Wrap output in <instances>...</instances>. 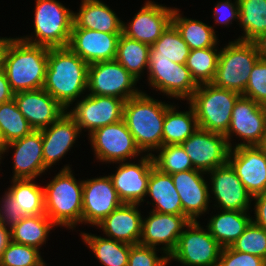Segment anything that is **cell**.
I'll return each instance as SVG.
<instances>
[{
	"label": "cell",
	"instance_id": "6da1fadb",
	"mask_svg": "<svg viewBox=\"0 0 266 266\" xmlns=\"http://www.w3.org/2000/svg\"><path fill=\"white\" fill-rule=\"evenodd\" d=\"M88 66L69 47L49 48L43 89L67 110L87 90Z\"/></svg>",
	"mask_w": 266,
	"mask_h": 266
},
{
	"label": "cell",
	"instance_id": "7a4b0ae2",
	"mask_svg": "<svg viewBox=\"0 0 266 266\" xmlns=\"http://www.w3.org/2000/svg\"><path fill=\"white\" fill-rule=\"evenodd\" d=\"M170 105L145 92L125 101L123 120L143 153L151 155L163 146V123Z\"/></svg>",
	"mask_w": 266,
	"mask_h": 266
},
{
	"label": "cell",
	"instance_id": "3957f363",
	"mask_svg": "<svg viewBox=\"0 0 266 266\" xmlns=\"http://www.w3.org/2000/svg\"><path fill=\"white\" fill-rule=\"evenodd\" d=\"M67 165L45 185V214L57 226L74 229L82 224L83 180L77 181Z\"/></svg>",
	"mask_w": 266,
	"mask_h": 266
},
{
	"label": "cell",
	"instance_id": "277c9868",
	"mask_svg": "<svg viewBox=\"0 0 266 266\" xmlns=\"http://www.w3.org/2000/svg\"><path fill=\"white\" fill-rule=\"evenodd\" d=\"M48 51L46 46L28 43L19 37L14 39L8 49L4 68L14 93L43 88Z\"/></svg>",
	"mask_w": 266,
	"mask_h": 266
},
{
	"label": "cell",
	"instance_id": "5b68a950",
	"mask_svg": "<svg viewBox=\"0 0 266 266\" xmlns=\"http://www.w3.org/2000/svg\"><path fill=\"white\" fill-rule=\"evenodd\" d=\"M241 94L214 86L198 85L189 102L200 129L225 135L231 123L232 110Z\"/></svg>",
	"mask_w": 266,
	"mask_h": 266
},
{
	"label": "cell",
	"instance_id": "8992f818",
	"mask_svg": "<svg viewBox=\"0 0 266 266\" xmlns=\"http://www.w3.org/2000/svg\"><path fill=\"white\" fill-rule=\"evenodd\" d=\"M35 1L33 24L35 37L22 36L20 39L48 48L68 47L74 23V11L57 0Z\"/></svg>",
	"mask_w": 266,
	"mask_h": 266
},
{
	"label": "cell",
	"instance_id": "52a82bcc",
	"mask_svg": "<svg viewBox=\"0 0 266 266\" xmlns=\"http://www.w3.org/2000/svg\"><path fill=\"white\" fill-rule=\"evenodd\" d=\"M260 58L253 42L234 40L220 48L216 74L212 84L218 88L243 94L253 66Z\"/></svg>",
	"mask_w": 266,
	"mask_h": 266
},
{
	"label": "cell",
	"instance_id": "ba28073f",
	"mask_svg": "<svg viewBox=\"0 0 266 266\" xmlns=\"http://www.w3.org/2000/svg\"><path fill=\"white\" fill-rule=\"evenodd\" d=\"M222 246L198 221H190L178 238L171 260L183 266H218Z\"/></svg>",
	"mask_w": 266,
	"mask_h": 266
},
{
	"label": "cell",
	"instance_id": "9c48e42d",
	"mask_svg": "<svg viewBox=\"0 0 266 266\" xmlns=\"http://www.w3.org/2000/svg\"><path fill=\"white\" fill-rule=\"evenodd\" d=\"M133 77L118 61H100L88 66L87 90L91 95L113 96L122 100L139 95L142 91Z\"/></svg>",
	"mask_w": 266,
	"mask_h": 266
},
{
	"label": "cell",
	"instance_id": "30bf717a",
	"mask_svg": "<svg viewBox=\"0 0 266 266\" xmlns=\"http://www.w3.org/2000/svg\"><path fill=\"white\" fill-rule=\"evenodd\" d=\"M88 135L96 159L106 164L125 162L143 153L123 119Z\"/></svg>",
	"mask_w": 266,
	"mask_h": 266
},
{
	"label": "cell",
	"instance_id": "8fae6325",
	"mask_svg": "<svg viewBox=\"0 0 266 266\" xmlns=\"http://www.w3.org/2000/svg\"><path fill=\"white\" fill-rule=\"evenodd\" d=\"M147 71L149 85L168 98L188 101L198 87L185 64L164 57H149Z\"/></svg>",
	"mask_w": 266,
	"mask_h": 266
},
{
	"label": "cell",
	"instance_id": "7c38bea8",
	"mask_svg": "<svg viewBox=\"0 0 266 266\" xmlns=\"http://www.w3.org/2000/svg\"><path fill=\"white\" fill-rule=\"evenodd\" d=\"M235 134L243 142L232 146L231 137ZM266 134V106L241 95L232 110L231 123L224 135L230 149L239 146L258 145Z\"/></svg>",
	"mask_w": 266,
	"mask_h": 266
},
{
	"label": "cell",
	"instance_id": "4fadbf2b",
	"mask_svg": "<svg viewBox=\"0 0 266 266\" xmlns=\"http://www.w3.org/2000/svg\"><path fill=\"white\" fill-rule=\"evenodd\" d=\"M67 112L74 118L80 130H94L123 119L125 100L113 96L86 94Z\"/></svg>",
	"mask_w": 266,
	"mask_h": 266
},
{
	"label": "cell",
	"instance_id": "5bb4252c",
	"mask_svg": "<svg viewBox=\"0 0 266 266\" xmlns=\"http://www.w3.org/2000/svg\"><path fill=\"white\" fill-rule=\"evenodd\" d=\"M181 145L196 170L208 173L228 162L230 147L222 134L198 128Z\"/></svg>",
	"mask_w": 266,
	"mask_h": 266
},
{
	"label": "cell",
	"instance_id": "9a60e30c",
	"mask_svg": "<svg viewBox=\"0 0 266 266\" xmlns=\"http://www.w3.org/2000/svg\"><path fill=\"white\" fill-rule=\"evenodd\" d=\"M115 174L109 175L119 199L123 203L140 204L145 201L151 169L152 156H141L138 163L118 162Z\"/></svg>",
	"mask_w": 266,
	"mask_h": 266
},
{
	"label": "cell",
	"instance_id": "2e32d148",
	"mask_svg": "<svg viewBox=\"0 0 266 266\" xmlns=\"http://www.w3.org/2000/svg\"><path fill=\"white\" fill-rule=\"evenodd\" d=\"M122 203L109 175L83 180L82 224L96 226Z\"/></svg>",
	"mask_w": 266,
	"mask_h": 266
},
{
	"label": "cell",
	"instance_id": "e0dca14e",
	"mask_svg": "<svg viewBox=\"0 0 266 266\" xmlns=\"http://www.w3.org/2000/svg\"><path fill=\"white\" fill-rule=\"evenodd\" d=\"M174 8L146 1L129 23L122 24V34L150 47L172 23Z\"/></svg>",
	"mask_w": 266,
	"mask_h": 266
},
{
	"label": "cell",
	"instance_id": "ac0fdd59",
	"mask_svg": "<svg viewBox=\"0 0 266 266\" xmlns=\"http://www.w3.org/2000/svg\"><path fill=\"white\" fill-rule=\"evenodd\" d=\"M207 174L210 175L212 186L209 187L211 194L214 195V206L223 210L248 211L252 195L246 190L243 183L238 178L237 174L227 162L219 166Z\"/></svg>",
	"mask_w": 266,
	"mask_h": 266
},
{
	"label": "cell",
	"instance_id": "d6986e66",
	"mask_svg": "<svg viewBox=\"0 0 266 266\" xmlns=\"http://www.w3.org/2000/svg\"><path fill=\"white\" fill-rule=\"evenodd\" d=\"M150 215L142 219V236L139 244L160 248L168 257L174 251L178 238L184 227L190 222L184 215L163 214L150 211Z\"/></svg>",
	"mask_w": 266,
	"mask_h": 266
},
{
	"label": "cell",
	"instance_id": "ffe728a7",
	"mask_svg": "<svg viewBox=\"0 0 266 266\" xmlns=\"http://www.w3.org/2000/svg\"><path fill=\"white\" fill-rule=\"evenodd\" d=\"M228 163L252 197L266 193V155L257 145L230 149Z\"/></svg>",
	"mask_w": 266,
	"mask_h": 266
},
{
	"label": "cell",
	"instance_id": "44dd1931",
	"mask_svg": "<svg viewBox=\"0 0 266 266\" xmlns=\"http://www.w3.org/2000/svg\"><path fill=\"white\" fill-rule=\"evenodd\" d=\"M204 174L207 173L196 169L171 174L181 199L183 215L189 221H197L199 216L207 212L211 202L210 185Z\"/></svg>",
	"mask_w": 266,
	"mask_h": 266
},
{
	"label": "cell",
	"instance_id": "7402d4cb",
	"mask_svg": "<svg viewBox=\"0 0 266 266\" xmlns=\"http://www.w3.org/2000/svg\"><path fill=\"white\" fill-rule=\"evenodd\" d=\"M120 35L78 28L73 23L68 47L88 65L111 61L115 60Z\"/></svg>",
	"mask_w": 266,
	"mask_h": 266
},
{
	"label": "cell",
	"instance_id": "603a6c76",
	"mask_svg": "<svg viewBox=\"0 0 266 266\" xmlns=\"http://www.w3.org/2000/svg\"><path fill=\"white\" fill-rule=\"evenodd\" d=\"M19 111L34 130H42L58 120L67 110L45 89L14 93Z\"/></svg>",
	"mask_w": 266,
	"mask_h": 266
},
{
	"label": "cell",
	"instance_id": "cb8c5ba5",
	"mask_svg": "<svg viewBox=\"0 0 266 266\" xmlns=\"http://www.w3.org/2000/svg\"><path fill=\"white\" fill-rule=\"evenodd\" d=\"M9 148H14L12 179H36L47 170L43 160L41 130H33L23 138L6 144L5 152L8 153Z\"/></svg>",
	"mask_w": 266,
	"mask_h": 266
},
{
	"label": "cell",
	"instance_id": "d4e9b609",
	"mask_svg": "<svg viewBox=\"0 0 266 266\" xmlns=\"http://www.w3.org/2000/svg\"><path fill=\"white\" fill-rule=\"evenodd\" d=\"M41 132L44 165L50 169L73 147L81 130L74 118L66 112Z\"/></svg>",
	"mask_w": 266,
	"mask_h": 266
},
{
	"label": "cell",
	"instance_id": "484cf974",
	"mask_svg": "<svg viewBox=\"0 0 266 266\" xmlns=\"http://www.w3.org/2000/svg\"><path fill=\"white\" fill-rule=\"evenodd\" d=\"M141 204L122 203L96 225L106 237L128 243L139 244L142 236V219L138 207Z\"/></svg>",
	"mask_w": 266,
	"mask_h": 266
},
{
	"label": "cell",
	"instance_id": "4316f807",
	"mask_svg": "<svg viewBox=\"0 0 266 266\" xmlns=\"http://www.w3.org/2000/svg\"><path fill=\"white\" fill-rule=\"evenodd\" d=\"M79 12L74 13V24L110 34H122L123 21L101 0H81Z\"/></svg>",
	"mask_w": 266,
	"mask_h": 266
},
{
	"label": "cell",
	"instance_id": "83f0119b",
	"mask_svg": "<svg viewBox=\"0 0 266 266\" xmlns=\"http://www.w3.org/2000/svg\"><path fill=\"white\" fill-rule=\"evenodd\" d=\"M147 195L154 201V203L152 202L153 209L151 211L183 215L181 199L174 186L171 174L163 173L153 166L148 181Z\"/></svg>",
	"mask_w": 266,
	"mask_h": 266
},
{
	"label": "cell",
	"instance_id": "f1b7e54d",
	"mask_svg": "<svg viewBox=\"0 0 266 266\" xmlns=\"http://www.w3.org/2000/svg\"><path fill=\"white\" fill-rule=\"evenodd\" d=\"M248 212L222 210L209 219L206 228L223 248L229 247L252 222Z\"/></svg>",
	"mask_w": 266,
	"mask_h": 266
},
{
	"label": "cell",
	"instance_id": "f546056e",
	"mask_svg": "<svg viewBox=\"0 0 266 266\" xmlns=\"http://www.w3.org/2000/svg\"><path fill=\"white\" fill-rule=\"evenodd\" d=\"M175 105L166 109L163 123V146L182 144L198 128V121L193 107L189 104L188 111H178Z\"/></svg>",
	"mask_w": 266,
	"mask_h": 266
},
{
	"label": "cell",
	"instance_id": "4dcf8cb0",
	"mask_svg": "<svg viewBox=\"0 0 266 266\" xmlns=\"http://www.w3.org/2000/svg\"><path fill=\"white\" fill-rule=\"evenodd\" d=\"M180 9L174 7L172 24L176 27L191 50L214 47L219 42L213 26L202 21L182 17Z\"/></svg>",
	"mask_w": 266,
	"mask_h": 266
},
{
	"label": "cell",
	"instance_id": "1f68e13d",
	"mask_svg": "<svg viewBox=\"0 0 266 266\" xmlns=\"http://www.w3.org/2000/svg\"><path fill=\"white\" fill-rule=\"evenodd\" d=\"M81 238L104 266H128L131 244L81 232Z\"/></svg>",
	"mask_w": 266,
	"mask_h": 266
},
{
	"label": "cell",
	"instance_id": "d6a6232c",
	"mask_svg": "<svg viewBox=\"0 0 266 266\" xmlns=\"http://www.w3.org/2000/svg\"><path fill=\"white\" fill-rule=\"evenodd\" d=\"M55 226L46 214L25 216L10 229L11 241L40 249Z\"/></svg>",
	"mask_w": 266,
	"mask_h": 266
},
{
	"label": "cell",
	"instance_id": "836d02e7",
	"mask_svg": "<svg viewBox=\"0 0 266 266\" xmlns=\"http://www.w3.org/2000/svg\"><path fill=\"white\" fill-rule=\"evenodd\" d=\"M150 46L121 34L115 60L138 81L145 69L148 70Z\"/></svg>",
	"mask_w": 266,
	"mask_h": 266
},
{
	"label": "cell",
	"instance_id": "e575fe53",
	"mask_svg": "<svg viewBox=\"0 0 266 266\" xmlns=\"http://www.w3.org/2000/svg\"><path fill=\"white\" fill-rule=\"evenodd\" d=\"M238 22L243 36L238 40L253 42L266 32V0H238Z\"/></svg>",
	"mask_w": 266,
	"mask_h": 266
},
{
	"label": "cell",
	"instance_id": "d590c367",
	"mask_svg": "<svg viewBox=\"0 0 266 266\" xmlns=\"http://www.w3.org/2000/svg\"><path fill=\"white\" fill-rule=\"evenodd\" d=\"M11 184L7 192L26 216L45 214L43 186L41 188L34 179H12Z\"/></svg>",
	"mask_w": 266,
	"mask_h": 266
},
{
	"label": "cell",
	"instance_id": "8d00e7d4",
	"mask_svg": "<svg viewBox=\"0 0 266 266\" xmlns=\"http://www.w3.org/2000/svg\"><path fill=\"white\" fill-rule=\"evenodd\" d=\"M191 49L171 23L150 47L149 57H164L178 64H186Z\"/></svg>",
	"mask_w": 266,
	"mask_h": 266
},
{
	"label": "cell",
	"instance_id": "74e56055",
	"mask_svg": "<svg viewBox=\"0 0 266 266\" xmlns=\"http://www.w3.org/2000/svg\"><path fill=\"white\" fill-rule=\"evenodd\" d=\"M220 51L214 47L194 49L186 60L192 79L197 85L212 83L218 66Z\"/></svg>",
	"mask_w": 266,
	"mask_h": 266
},
{
	"label": "cell",
	"instance_id": "f35d334b",
	"mask_svg": "<svg viewBox=\"0 0 266 266\" xmlns=\"http://www.w3.org/2000/svg\"><path fill=\"white\" fill-rule=\"evenodd\" d=\"M33 130L14 98L0 104V133L5 144L23 138Z\"/></svg>",
	"mask_w": 266,
	"mask_h": 266
},
{
	"label": "cell",
	"instance_id": "ab89813d",
	"mask_svg": "<svg viewBox=\"0 0 266 266\" xmlns=\"http://www.w3.org/2000/svg\"><path fill=\"white\" fill-rule=\"evenodd\" d=\"M158 155L151 154L154 167L166 174L194 169L190 157L181 144L165 145L156 150Z\"/></svg>",
	"mask_w": 266,
	"mask_h": 266
},
{
	"label": "cell",
	"instance_id": "60d3db41",
	"mask_svg": "<svg viewBox=\"0 0 266 266\" xmlns=\"http://www.w3.org/2000/svg\"><path fill=\"white\" fill-rule=\"evenodd\" d=\"M39 249L10 241L0 256V266H38L43 258Z\"/></svg>",
	"mask_w": 266,
	"mask_h": 266
},
{
	"label": "cell",
	"instance_id": "b9f144b4",
	"mask_svg": "<svg viewBox=\"0 0 266 266\" xmlns=\"http://www.w3.org/2000/svg\"><path fill=\"white\" fill-rule=\"evenodd\" d=\"M230 247L266 260V230L251 222Z\"/></svg>",
	"mask_w": 266,
	"mask_h": 266
},
{
	"label": "cell",
	"instance_id": "7bdbcfd3",
	"mask_svg": "<svg viewBox=\"0 0 266 266\" xmlns=\"http://www.w3.org/2000/svg\"><path fill=\"white\" fill-rule=\"evenodd\" d=\"M256 103L266 106V60L259 58L252 68L249 80L242 94Z\"/></svg>",
	"mask_w": 266,
	"mask_h": 266
},
{
	"label": "cell",
	"instance_id": "ee69618b",
	"mask_svg": "<svg viewBox=\"0 0 266 266\" xmlns=\"http://www.w3.org/2000/svg\"><path fill=\"white\" fill-rule=\"evenodd\" d=\"M158 248L144 246L141 244L132 245L128 257V266H167L169 257L166 254L158 257Z\"/></svg>",
	"mask_w": 266,
	"mask_h": 266
},
{
	"label": "cell",
	"instance_id": "f6af8a7d",
	"mask_svg": "<svg viewBox=\"0 0 266 266\" xmlns=\"http://www.w3.org/2000/svg\"><path fill=\"white\" fill-rule=\"evenodd\" d=\"M218 266H266V260L259 256L233 250L229 246L222 248Z\"/></svg>",
	"mask_w": 266,
	"mask_h": 266
},
{
	"label": "cell",
	"instance_id": "bcb514c9",
	"mask_svg": "<svg viewBox=\"0 0 266 266\" xmlns=\"http://www.w3.org/2000/svg\"><path fill=\"white\" fill-rule=\"evenodd\" d=\"M3 197L0 201L1 222L6 228L12 229L26 215L22 208L16 205V200L9 195L7 190Z\"/></svg>",
	"mask_w": 266,
	"mask_h": 266
},
{
	"label": "cell",
	"instance_id": "7dc6e473",
	"mask_svg": "<svg viewBox=\"0 0 266 266\" xmlns=\"http://www.w3.org/2000/svg\"><path fill=\"white\" fill-rule=\"evenodd\" d=\"M235 2H231V0H221L217 4H215V8L213 10L214 21L218 24H224V26H229L232 24V21L239 18V4L238 0H234Z\"/></svg>",
	"mask_w": 266,
	"mask_h": 266
},
{
	"label": "cell",
	"instance_id": "c3c4849f",
	"mask_svg": "<svg viewBox=\"0 0 266 266\" xmlns=\"http://www.w3.org/2000/svg\"><path fill=\"white\" fill-rule=\"evenodd\" d=\"M252 199L255 200L252 222L266 230V193L257 194Z\"/></svg>",
	"mask_w": 266,
	"mask_h": 266
},
{
	"label": "cell",
	"instance_id": "681fc988",
	"mask_svg": "<svg viewBox=\"0 0 266 266\" xmlns=\"http://www.w3.org/2000/svg\"><path fill=\"white\" fill-rule=\"evenodd\" d=\"M14 98V92L11 90L10 84L4 70L0 71V104L10 101Z\"/></svg>",
	"mask_w": 266,
	"mask_h": 266
},
{
	"label": "cell",
	"instance_id": "f907efd6",
	"mask_svg": "<svg viewBox=\"0 0 266 266\" xmlns=\"http://www.w3.org/2000/svg\"><path fill=\"white\" fill-rule=\"evenodd\" d=\"M14 39L11 37H0V71L5 68L6 55Z\"/></svg>",
	"mask_w": 266,
	"mask_h": 266
},
{
	"label": "cell",
	"instance_id": "816d5d0a",
	"mask_svg": "<svg viewBox=\"0 0 266 266\" xmlns=\"http://www.w3.org/2000/svg\"><path fill=\"white\" fill-rule=\"evenodd\" d=\"M10 241V229L6 228L3 223H0V256Z\"/></svg>",
	"mask_w": 266,
	"mask_h": 266
},
{
	"label": "cell",
	"instance_id": "f5cc1de1",
	"mask_svg": "<svg viewBox=\"0 0 266 266\" xmlns=\"http://www.w3.org/2000/svg\"><path fill=\"white\" fill-rule=\"evenodd\" d=\"M261 59L266 60V32L253 41Z\"/></svg>",
	"mask_w": 266,
	"mask_h": 266
},
{
	"label": "cell",
	"instance_id": "db71d44e",
	"mask_svg": "<svg viewBox=\"0 0 266 266\" xmlns=\"http://www.w3.org/2000/svg\"><path fill=\"white\" fill-rule=\"evenodd\" d=\"M5 147H6V144L5 142L3 141V138H2V135L0 133V161L1 159L3 158L2 157V154L4 155L5 153ZM1 163V162H0Z\"/></svg>",
	"mask_w": 266,
	"mask_h": 266
},
{
	"label": "cell",
	"instance_id": "11a10c76",
	"mask_svg": "<svg viewBox=\"0 0 266 266\" xmlns=\"http://www.w3.org/2000/svg\"><path fill=\"white\" fill-rule=\"evenodd\" d=\"M261 150L262 152L266 155V134L265 136L263 137V139L261 140V142L257 145Z\"/></svg>",
	"mask_w": 266,
	"mask_h": 266
},
{
	"label": "cell",
	"instance_id": "9f6ffc18",
	"mask_svg": "<svg viewBox=\"0 0 266 266\" xmlns=\"http://www.w3.org/2000/svg\"><path fill=\"white\" fill-rule=\"evenodd\" d=\"M46 262L43 260L38 266H46Z\"/></svg>",
	"mask_w": 266,
	"mask_h": 266
}]
</instances>
